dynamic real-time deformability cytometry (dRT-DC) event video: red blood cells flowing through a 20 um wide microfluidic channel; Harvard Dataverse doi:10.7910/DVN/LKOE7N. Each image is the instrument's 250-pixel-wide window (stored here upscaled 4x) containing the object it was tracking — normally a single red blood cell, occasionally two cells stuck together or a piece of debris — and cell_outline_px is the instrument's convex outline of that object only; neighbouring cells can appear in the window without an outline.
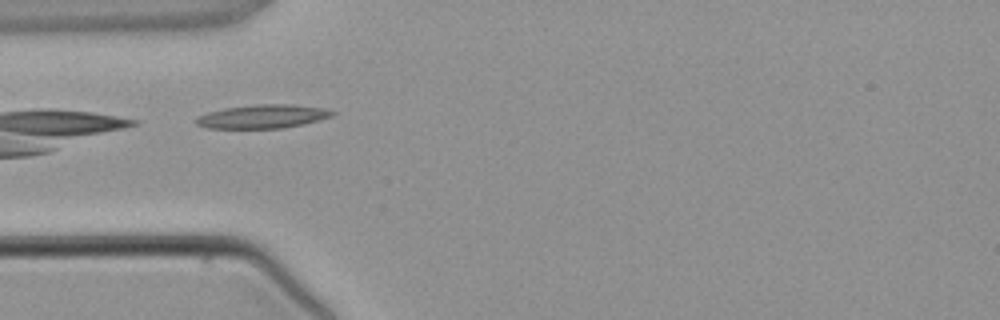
{"species": "common noctule bat (a hibernating species)", "species_latin": "Nyctalus noctula", "temperature_condition": "warm", "stored_images_in_passage": 3, "camera_frame_rate_fps": 3000, "um_per_image_px": 0.085, "animal": {"sex": "male", "body_mass_g": 21.5, "forearm_length_mm": 52.0}, "frame": {"image": 1, "passage_image": 3, "time_ms": 3.333, "image_size_px": [1000, 320], "cell_outline_px": [[336, 112], [332, 116], [304, 124], [280, 128], [208, 128], [196, 124], [196, 116], [208, 112], [224, 108], [256, 104], [292, 104], [324, 108]], "centroid_in_image_um": [22.32, 9.89], "position_along_channel_um": 62.7, "area_um2": 18.73}}